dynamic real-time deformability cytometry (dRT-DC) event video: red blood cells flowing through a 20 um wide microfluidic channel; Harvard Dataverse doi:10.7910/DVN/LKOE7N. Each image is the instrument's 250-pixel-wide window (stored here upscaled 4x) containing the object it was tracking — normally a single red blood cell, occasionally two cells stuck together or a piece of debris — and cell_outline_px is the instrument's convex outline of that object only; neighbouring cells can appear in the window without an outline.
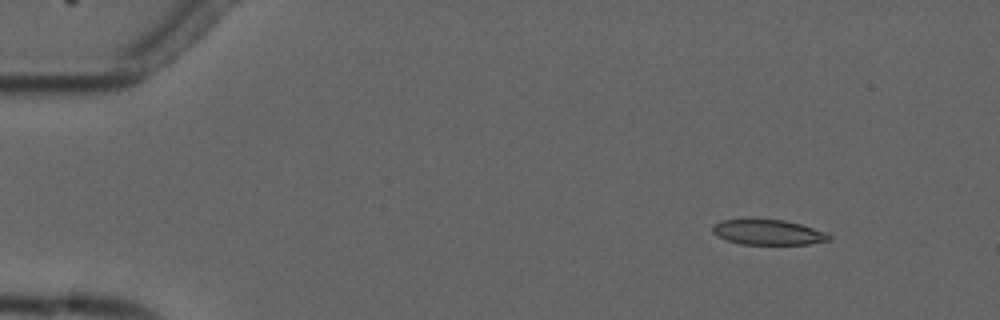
{"species": "common noctule bat (a hibernating species)", "species_latin": "Nyctalus noctula", "temperature_condition": "cold", "stored_images_in_passage": 6, "camera_frame_rate_fps": 3000, "um_per_image_px": 0.085, "animal": {"sex": "male", "forearm_length_mm": 52.5}, "frame": {"image": 1, "passage_image": 2, "time_ms": 1.0, "image_size_px": [1000, 320], "cell_outline_px": [[832, 240], [808, 244], [740, 244], [716, 236], [712, 232], [712, 224], [720, 220], [748, 216], [752, 216], [784, 220], [800, 224], [824, 232], [832, 236]], "centroid_in_image_um": [65.19, 19.69], "position_along_channel_um": 19.8, "area_um2": 17.92}}
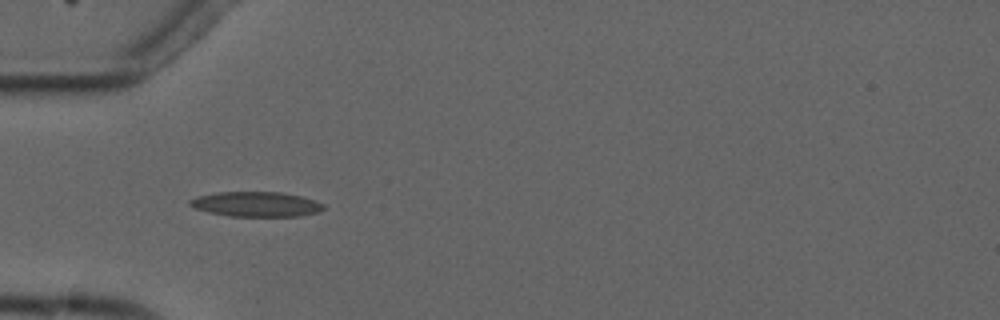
{"frame": {"image": 2, "passage_image": 5, "time_ms": 4.667, "image_size_px": [1000, 320], "cell_outline_px": [[324, 208], [320, 212], [300, 216], [232, 216], [208, 212], [196, 208], [188, 204], [188, 200], [196, 196], [216, 192], [280, 192], [300, 196], [324, 204]], "centroid_in_image_um": [21.75, 17.35], "position_along_channel_um": 63.2, "area_um2": 19.36}}
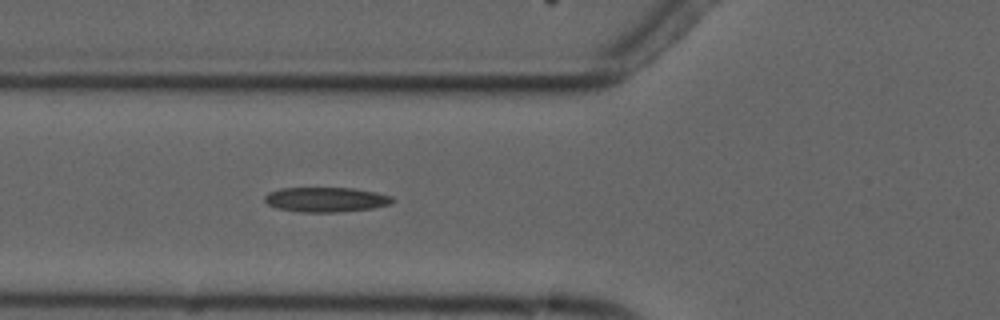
{"frame": {"image": 3, "passage_image": 6, "time_ms": 5.667, "image_size_px": [1000, 320], "cell_outline_px": [[396, 200], [392, 204], [372, 208], [336, 212], [300, 212], [276, 208], [268, 204], [264, 200], [264, 196], [268, 192], [280, 188], [352, 188], [376, 192], [392, 196]], "centroid_in_image_um": [27.71, 16.96], "position_along_channel_um": 98.1, "area_um2": 18.55}}